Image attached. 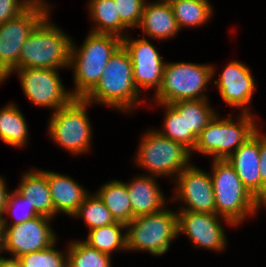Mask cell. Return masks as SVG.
I'll list each match as a JSON object with an SVG mask.
<instances>
[{
  "label": "cell",
  "mask_w": 266,
  "mask_h": 267,
  "mask_svg": "<svg viewBox=\"0 0 266 267\" xmlns=\"http://www.w3.org/2000/svg\"><path fill=\"white\" fill-rule=\"evenodd\" d=\"M157 179L150 175L136 174L131 180L125 182L132 205L133 218L153 214L167 205L170 206V198L165 197Z\"/></svg>",
  "instance_id": "cell-18"
},
{
  "label": "cell",
  "mask_w": 266,
  "mask_h": 267,
  "mask_svg": "<svg viewBox=\"0 0 266 267\" xmlns=\"http://www.w3.org/2000/svg\"><path fill=\"white\" fill-rule=\"evenodd\" d=\"M145 37L134 38L129 34L122 39V46L128 52L133 65V79L137 89L153 91V95L162 84L166 61L161 57L156 45Z\"/></svg>",
  "instance_id": "cell-15"
},
{
  "label": "cell",
  "mask_w": 266,
  "mask_h": 267,
  "mask_svg": "<svg viewBox=\"0 0 266 267\" xmlns=\"http://www.w3.org/2000/svg\"><path fill=\"white\" fill-rule=\"evenodd\" d=\"M186 123V134L198 137L201 131L218 114L209 99L179 100L170 104Z\"/></svg>",
  "instance_id": "cell-25"
},
{
  "label": "cell",
  "mask_w": 266,
  "mask_h": 267,
  "mask_svg": "<svg viewBox=\"0 0 266 267\" xmlns=\"http://www.w3.org/2000/svg\"><path fill=\"white\" fill-rule=\"evenodd\" d=\"M34 3L38 4L44 11H46L48 14H53V4H50L49 1L46 0H33Z\"/></svg>",
  "instance_id": "cell-39"
},
{
  "label": "cell",
  "mask_w": 266,
  "mask_h": 267,
  "mask_svg": "<svg viewBox=\"0 0 266 267\" xmlns=\"http://www.w3.org/2000/svg\"><path fill=\"white\" fill-rule=\"evenodd\" d=\"M173 184L175 192L171 195L170 202L182 204L177 210L216 213L209 170L201 169L192 162L175 178Z\"/></svg>",
  "instance_id": "cell-13"
},
{
  "label": "cell",
  "mask_w": 266,
  "mask_h": 267,
  "mask_svg": "<svg viewBox=\"0 0 266 267\" xmlns=\"http://www.w3.org/2000/svg\"><path fill=\"white\" fill-rule=\"evenodd\" d=\"M85 99L92 105H102L130 115L138 106L148 103L135 85L133 65L123 46L109 59L100 81Z\"/></svg>",
  "instance_id": "cell-1"
},
{
  "label": "cell",
  "mask_w": 266,
  "mask_h": 267,
  "mask_svg": "<svg viewBox=\"0 0 266 267\" xmlns=\"http://www.w3.org/2000/svg\"><path fill=\"white\" fill-rule=\"evenodd\" d=\"M91 248L107 255L114 252H127L126 248V224L116 221L107 226L88 230L87 237L82 239Z\"/></svg>",
  "instance_id": "cell-26"
},
{
  "label": "cell",
  "mask_w": 266,
  "mask_h": 267,
  "mask_svg": "<svg viewBox=\"0 0 266 267\" xmlns=\"http://www.w3.org/2000/svg\"><path fill=\"white\" fill-rule=\"evenodd\" d=\"M21 175L20 184L15 190L21 196L27 197V201L40 215L55 220L58 215L54 211L46 170L34 167L29 171L22 172Z\"/></svg>",
  "instance_id": "cell-21"
},
{
  "label": "cell",
  "mask_w": 266,
  "mask_h": 267,
  "mask_svg": "<svg viewBox=\"0 0 266 267\" xmlns=\"http://www.w3.org/2000/svg\"><path fill=\"white\" fill-rule=\"evenodd\" d=\"M10 215L11 221L8 220ZM39 215L34 206L27 201V197L21 196L15 189L10 190L2 217L4 225L20 224Z\"/></svg>",
  "instance_id": "cell-32"
},
{
  "label": "cell",
  "mask_w": 266,
  "mask_h": 267,
  "mask_svg": "<svg viewBox=\"0 0 266 267\" xmlns=\"http://www.w3.org/2000/svg\"><path fill=\"white\" fill-rule=\"evenodd\" d=\"M52 218L39 215L16 225L5 226V253L18 258L48 248L59 236L53 230Z\"/></svg>",
  "instance_id": "cell-16"
},
{
  "label": "cell",
  "mask_w": 266,
  "mask_h": 267,
  "mask_svg": "<svg viewBox=\"0 0 266 267\" xmlns=\"http://www.w3.org/2000/svg\"><path fill=\"white\" fill-rule=\"evenodd\" d=\"M134 166L144 169L145 175L157 178H175L192 162L191 151L179 142H175L156 129H148L141 134Z\"/></svg>",
  "instance_id": "cell-5"
},
{
  "label": "cell",
  "mask_w": 266,
  "mask_h": 267,
  "mask_svg": "<svg viewBox=\"0 0 266 267\" xmlns=\"http://www.w3.org/2000/svg\"><path fill=\"white\" fill-rule=\"evenodd\" d=\"M95 192L111 212L115 221L128 224L133 219V210L125 181L113 179L102 184Z\"/></svg>",
  "instance_id": "cell-24"
},
{
  "label": "cell",
  "mask_w": 266,
  "mask_h": 267,
  "mask_svg": "<svg viewBox=\"0 0 266 267\" xmlns=\"http://www.w3.org/2000/svg\"><path fill=\"white\" fill-rule=\"evenodd\" d=\"M211 181L216 214L239 227L246 218L257 215V199L242 184L227 159L211 160Z\"/></svg>",
  "instance_id": "cell-6"
},
{
  "label": "cell",
  "mask_w": 266,
  "mask_h": 267,
  "mask_svg": "<svg viewBox=\"0 0 266 267\" xmlns=\"http://www.w3.org/2000/svg\"><path fill=\"white\" fill-rule=\"evenodd\" d=\"M48 15L32 3L17 17L0 24V85L19 69L20 51L34 28Z\"/></svg>",
  "instance_id": "cell-10"
},
{
  "label": "cell",
  "mask_w": 266,
  "mask_h": 267,
  "mask_svg": "<svg viewBox=\"0 0 266 267\" xmlns=\"http://www.w3.org/2000/svg\"><path fill=\"white\" fill-rule=\"evenodd\" d=\"M79 46L72 39L70 66L73 70L74 98H85L100 81L107 62L122 46V39L112 34L89 32Z\"/></svg>",
  "instance_id": "cell-2"
},
{
  "label": "cell",
  "mask_w": 266,
  "mask_h": 267,
  "mask_svg": "<svg viewBox=\"0 0 266 267\" xmlns=\"http://www.w3.org/2000/svg\"><path fill=\"white\" fill-rule=\"evenodd\" d=\"M242 184L258 199L262 195V179L259 172V129L239 146L228 158Z\"/></svg>",
  "instance_id": "cell-17"
},
{
  "label": "cell",
  "mask_w": 266,
  "mask_h": 267,
  "mask_svg": "<svg viewBox=\"0 0 266 267\" xmlns=\"http://www.w3.org/2000/svg\"><path fill=\"white\" fill-rule=\"evenodd\" d=\"M27 119L17 104L9 101L0 108V140L14 148L26 147L30 142Z\"/></svg>",
  "instance_id": "cell-23"
},
{
  "label": "cell",
  "mask_w": 266,
  "mask_h": 267,
  "mask_svg": "<svg viewBox=\"0 0 266 267\" xmlns=\"http://www.w3.org/2000/svg\"><path fill=\"white\" fill-rule=\"evenodd\" d=\"M0 267H22L18 258L13 257H0Z\"/></svg>",
  "instance_id": "cell-37"
},
{
  "label": "cell",
  "mask_w": 266,
  "mask_h": 267,
  "mask_svg": "<svg viewBox=\"0 0 266 267\" xmlns=\"http://www.w3.org/2000/svg\"><path fill=\"white\" fill-rule=\"evenodd\" d=\"M265 207L264 209L266 210V193L261 195L258 199H257V213L259 214V209Z\"/></svg>",
  "instance_id": "cell-40"
},
{
  "label": "cell",
  "mask_w": 266,
  "mask_h": 267,
  "mask_svg": "<svg viewBox=\"0 0 266 267\" xmlns=\"http://www.w3.org/2000/svg\"><path fill=\"white\" fill-rule=\"evenodd\" d=\"M157 107H162L163 120L161 129L156 128L161 135L179 142L187 147L191 152L196 146L197 137L194 134H186V123L181 116L170 104L154 103Z\"/></svg>",
  "instance_id": "cell-28"
},
{
  "label": "cell",
  "mask_w": 266,
  "mask_h": 267,
  "mask_svg": "<svg viewBox=\"0 0 266 267\" xmlns=\"http://www.w3.org/2000/svg\"><path fill=\"white\" fill-rule=\"evenodd\" d=\"M8 183H6L5 176L0 175V219H2L5 211V206L7 203L8 195L10 191L8 190Z\"/></svg>",
  "instance_id": "cell-36"
},
{
  "label": "cell",
  "mask_w": 266,
  "mask_h": 267,
  "mask_svg": "<svg viewBox=\"0 0 266 267\" xmlns=\"http://www.w3.org/2000/svg\"><path fill=\"white\" fill-rule=\"evenodd\" d=\"M51 17V14H48L22 46L19 69H69L73 37L53 23Z\"/></svg>",
  "instance_id": "cell-3"
},
{
  "label": "cell",
  "mask_w": 266,
  "mask_h": 267,
  "mask_svg": "<svg viewBox=\"0 0 266 267\" xmlns=\"http://www.w3.org/2000/svg\"><path fill=\"white\" fill-rule=\"evenodd\" d=\"M57 240L46 249L18 257L22 267H68L67 245L65 251L57 248Z\"/></svg>",
  "instance_id": "cell-31"
},
{
  "label": "cell",
  "mask_w": 266,
  "mask_h": 267,
  "mask_svg": "<svg viewBox=\"0 0 266 267\" xmlns=\"http://www.w3.org/2000/svg\"><path fill=\"white\" fill-rule=\"evenodd\" d=\"M155 1L171 4L172 2H175V1H178V0H155Z\"/></svg>",
  "instance_id": "cell-41"
},
{
  "label": "cell",
  "mask_w": 266,
  "mask_h": 267,
  "mask_svg": "<svg viewBox=\"0 0 266 267\" xmlns=\"http://www.w3.org/2000/svg\"><path fill=\"white\" fill-rule=\"evenodd\" d=\"M5 253V226L0 219V257H3Z\"/></svg>",
  "instance_id": "cell-38"
},
{
  "label": "cell",
  "mask_w": 266,
  "mask_h": 267,
  "mask_svg": "<svg viewBox=\"0 0 266 267\" xmlns=\"http://www.w3.org/2000/svg\"><path fill=\"white\" fill-rule=\"evenodd\" d=\"M71 218L82 219L89 230L116 222L95 191L94 194L89 193L85 197L83 203Z\"/></svg>",
  "instance_id": "cell-30"
},
{
  "label": "cell",
  "mask_w": 266,
  "mask_h": 267,
  "mask_svg": "<svg viewBox=\"0 0 266 267\" xmlns=\"http://www.w3.org/2000/svg\"><path fill=\"white\" fill-rule=\"evenodd\" d=\"M138 28L144 32L142 37H149L156 42L176 38L181 31L170 4L149 0L144 5Z\"/></svg>",
  "instance_id": "cell-20"
},
{
  "label": "cell",
  "mask_w": 266,
  "mask_h": 267,
  "mask_svg": "<svg viewBox=\"0 0 266 267\" xmlns=\"http://www.w3.org/2000/svg\"><path fill=\"white\" fill-rule=\"evenodd\" d=\"M177 238V211L168 205L156 213L136 216L126 224L127 252L163 256Z\"/></svg>",
  "instance_id": "cell-8"
},
{
  "label": "cell",
  "mask_w": 266,
  "mask_h": 267,
  "mask_svg": "<svg viewBox=\"0 0 266 267\" xmlns=\"http://www.w3.org/2000/svg\"><path fill=\"white\" fill-rule=\"evenodd\" d=\"M170 5L180 30L204 27L215 13L210 0H178Z\"/></svg>",
  "instance_id": "cell-27"
},
{
  "label": "cell",
  "mask_w": 266,
  "mask_h": 267,
  "mask_svg": "<svg viewBox=\"0 0 266 267\" xmlns=\"http://www.w3.org/2000/svg\"><path fill=\"white\" fill-rule=\"evenodd\" d=\"M86 7L93 21L88 32L112 34L121 39L128 35L129 30L122 24L114 0H88Z\"/></svg>",
  "instance_id": "cell-22"
},
{
  "label": "cell",
  "mask_w": 266,
  "mask_h": 267,
  "mask_svg": "<svg viewBox=\"0 0 266 267\" xmlns=\"http://www.w3.org/2000/svg\"><path fill=\"white\" fill-rule=\"evenodd\" d=\"M212 80V64L166 61L162 84L151 96L154 103L171 104L179 100L209 99L206 92Z\"/></svg>",
  "instance_id": "cell-9"
},
{
  "label": "cell",
  "mask_w": 266,
  "mask_h": 267,
  "mask_svg": "<svg viewBox=\"0 0 266 267\" xmlns=\"http://www.w3.org/2000/svg\"><path fill=\"white\" fill-rule=\"evenodd\" d=\"M60 69L22 68L11 73L19 78L20 87L32 105L56 112L74 97L63 85Z\"/></svg>",
  "instance_id": "cell-11"
},
{
  "label": "cell",
  "mask_w": 266,
  "mask_h": 267,
  "mask_svg": "<svg viewBox=\"0 0 266 267\" xmlns=\"http://www.w3.org/2000/svg\"><path fill=\"white\" fill-rule=\"evenodd\" d=\"M147 0H114L122 24L130 31L138 29Z\"/></svg>",
  "instance_id": "cell-33"
},
{
  "label": "cell",
  "mask_w": 266,
  "mask_h": 267,
  "mask_svg": "<svg viewBox=\"0 0 266 267\" xmlns=\"http://www.w3.org/2000/svg\"><path fill=\"white\" fill-rule=\"evenodd\" d=\"M32 3L33 0H0V24L17 17Z\"/></svg>",
  "instance_id": "cell-34"
},
{
  "label": "cell",
  "mask_w": 266,
  "mask_h": 267,
  "mask_svg": "<svg viewBox=\"0 0 266 267\" xmlns=\"http://www.w3.org/2000/svg\"><path fill=\"white\" fill-rule=\"evenodd\" d=\"M255 113H238L222 117L219 113L201 131L191 152L211 157V160L227 159L239 146L251 137L260 127ZM221 116V117H220ZM235 118V119H234Z\"/></svg>",
  "instance_id": "cell-4"
},
{
  "label": "cell",
  "mask_w": 266,
  "mask_h": 267,
  "mask_svg": "<svg viewBox=\"0 0 266 267\" xmlns=\"http://www.w3.org/2000/svg\"><path fill=\"white\" fill-rule=\"evenodd\" d=\"M259 127V172L262 179V195L266 193V133Z\"/></svg>",
  "instance_id": "cell-35"
},
{
  "label": "cell",
  "mask_w": 266,
  "mask_h": 267,
  "mask_svg": "<svg viewBox=\"0 0 266 267\" xmlns=\"http://www.w3.org/2000/svg\"><path fill=\"white\" fill-rule=\"evenodd\" d=\"M250 69L241 61L233 59L228 61L221 73L219 72L220 75L217 79L216 71H218V67L212 65V80H214L212 82L214 86H217L223 102L233 109L231 113L236 110H239L240 113H253L251 103L257 89V81H255L256 78L253 77L254 75H252Z\"/></svg>",
  "instance_id": "cell-14"
},
{
  "label": "cell",
  "mask_w": 266,
  "mask_h": 267,
  "mask_svg": "<svg viewBox=\"0 0 266 267\" xmlns=\"http://www.w3.org/2000/svg\"><path fill=\"white\" fill-rule=\"evenodd\" d=\"M68 242V267H112L110 255L91 248L82 238Z\"/></svg>",
  "instance_id": "cell-29"
},
{
  "label": "cell",
  "mask_w": 266,
  "mask_h": 267,
  "mask_svg": "<svg viewBox=\"0 0 266 267\" xmlns=\"http://www.w3.org/2000/svg\"><path fill=\"white\" fill-rule=\"evenodd\" d=\"M178 217V237L187 236L197 249L222 253L228 246L227 233L223 223L229 227L235 225L216 213L189 212L176 210ZM223 222V223H222Z\"/></svg>",
  "instance_id": "cell-12"
},
{
  "label": "cell",
  "mask_w": 266,
  "mask_h": 267,
  "mask_svg": "<svg viewBox=\"0 0 266 267\" xmlns=\"http://www.w3.org/2000/svg\"><path fill=\"white\" fill-rule=\"evenodd\" d=\"M46 177L55 213L58 216L63 214L72 217L90 193V189L87 190L70 175L56 171L46 170Z\"/></svg>",
  "instance_id": "cell-19"
},
{
  "label": "cell",
  "mask_w": 266,
  "mask_h": 267,
  "mask_svg": "<svg viewBox=\"0 0 266 267\" xmlns=\"http://www.w3.org/2000/svg\"><path fill=\"white\" fill-rule=\"evenodd\" d=\"M90 107L93 105L85 98H73L56 112H50L47 135L72 156L86 155L92 151L94 129L87 113Z\"/></svg>",
  "instance_id": "cell-7"
}]
</instances>
